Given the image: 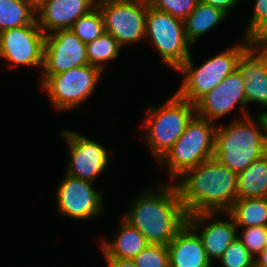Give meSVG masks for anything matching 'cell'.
I'll return each mask as SVG.
<instances>
[{
  "label": "cell",
  "mask_w": 267,
  "mask_h": 267,
  "mask_svg": "<svg viewBox=\"0 0 267 267\" xmlns=\"http://www.w3.org/2000/svg\"><path fill=\"white\" fill-rule=\"evenodd\" d=\"M176 180L174 185L187 216L227 213L237 199V173L215 157L184 171Z\"/></svg>",
  "instance_id": "1"
},
{
  "label": "cell",
  "mask_w": 267,
  "mask_h": 267,
  "mask_svg": "<svg viewBox=\"0 0 267 267\" xmlns=\"http://www.w3.org/2000/svg\"><path fill=\"white\" fill-rule=\"evenodd\" d=\"M159 186L157 192L147 188L132 201L123 219L138 229L149 244L167 246L187 223V214L174 183Z\"/></svg>",
  "instance_id": "2"
},
{
  "label": "cell",
  "mask_w": 267,
  "mask_h": 267,
  "mask_svg": "<svg viewBox=\"0 0 267 267\" xmlns=\"http://www.w3.org/2000/svg\"><path fill=\"white\" fill-rule=\"evenodd\" d=\"M265 154L267 150L260 115L256 119L250 115L243 119L237 117L230 125L216 126L214 157L231 171L239 173Z\"/></svg>",
  "instance_id": "3"
},
{
  "label": "cell",
  "mask_w": 267,
  "mask_h": 267,
  "mask_svg": "<svg viewBox=\"0 0 267 267\" xmlns=\"http://www.w3.org/2000/svg\"><path fill=\"white\" fill-rule=\"evenodd\" d=\"M243 43L230 47L206 60L200 67L193 65L190 57L177 70L183 74V81L176 92L181 98L195 105L203 96L213 90L225 77L238 69L241 53L252 43L242 39Z\"/></svg>",
  "instance_id": "4"
},
{
  "label": "cell",
  "mask_w": 267,
  "mask_h": 267,
  "mask_svg": "<svg viewBox=\"0 0 267 267\" xmlns=\"http://www.w3.org/2000/svg\"><path fill=\"white\" fill-rule=\"evenodd\" d=\"M196 114L195 105L177 93L159 107L147 108L144 125L145 139L152 155L159 161L183 134L188 122Z\"/></svg>",
  "instance_id": "5"
},
{
  "label": "cell",
  "mask_w": 267,
  "mask_h": 267,
  "mask_svg": "<svg viewBox=\"0 0 267 267\" xmlns=\"http://www.w3.org/2000/svg\"><path fill=\"white\" fill-rule=\"evenodd\" d=\"M213 123L195 114L183 134L158 161L166 165L173 181L184 171L214 157L216 126Z\"/></svg>",
  "instance_id": "6"
},
{
  "label": "cell",
  "mask_w": 267,
  "mask_h": 267,
  "mask_svg": "<svg viewBox=\"0 0 267 267\" xmlns=\"http://www.w3.org/2000/svg\"><path fill=\"white\" fill-rule=\"evenodd\" d=\"M145 38L170 68L177 71L190 57L191 43L185 33L184 20L148 5Z\"/></svg>",
  "instance_id": "7"
},
{
  "label": "cell",
  "mask_w": 267,
  "mask_h": 267,
  "mask_svg": "<svg viewBox=\"0 0 267 267\" xmlns=\"http://www.w3.org/2000/svg\"><path fill=\"white\" fill-rule=\"evenodd\" d=\"M102 73L89 64L78 66L57 75H43L41 87L57 110H72L92 95Z\"/></svg>",
  "instance_id": "8"
},
{
  "label": "cell",
  "mask_w": 267,
  "mask_h": 267,
  "mask_svg": "<svg viewBox=\"0 0 267 267\" xmlns=\"http://www.w3.org/2000/svg\"><path fill=\"white\" fill-rule=\"evenodd\" d=\"M105 32L110 33L124 47L145 38L148 0H97Z\"/></svg>",
  "instance_id": "9"
},
{
  "label": "cell",
  "mask_w": 267,
  "mask_h": 267,
  "mask_svg": "<svg viewBox=\"0 0 267 267\" xmlns=\"http://www.w3.org/2000/svg\"><path fill=\"white\" fill-rule=\"evenodd\" d=\"M46 35L37 21L0 33V58L6 59L11 67L43 66Z\"/></svg>",
  "instance_id": "10"
},
{
  "label": "cell",
  "mask_w": 267,
  "mask_h": 267,
  "mask_svg": "<svg viewBox=\"0 0 267 267\" xmlns=\"http://www.w3.org/2000/svg\"><path fill=\"white\" fill-rule=\"evenodd\" d=\"M61 135L67 140L70 149L66 174L93 183L107 168L112 154L99 142L77 132L62 130Z\"/></svg>",
  "instance_id": "11"
},
{
  "label": "cell",
  "mask_w": 267,
  "mask_h": 267,
  "mask_svg": "<svg viewBox=\"0 0 267 267\" xmlns=\"http://www.w3.org/2000/svg\"><path fill=\"white\" fill-rule=\"evenodd\" d=\"M92 182L65 174L57 188V209L61 215L72 219L85 220L104 213L102 196L92 187Z\"/></svg>",
  "instance_id": "12"
},
{
  "label": "cell",
  "mask_w": 267,
  "mask_h": 267,
  "mask_svg": "<svg viewBox=\"0 0 267 267\" xmlns=\"http://www.w3.org/2000/svg\"><path fill=\"white\" fill-rule=\"evenodd\" d=\"M84 65H88L86 44L70 29L56 30L46 35L42 66L44 75H57Z\"/></svg>",
  "instance_id": "13"
},
{
  "label": "cell",
  "mask_w": 267,
  "mask_h": 267,
  "mask_svg": "<svg viewBox=\"0 0 267 267\" xmlns=\"http://www.w3.org/2000/svg\"><path fill=\"white\" fill-rule=\"evenodd\" d=\"M237 104L241 106L242 117L249 115L246 109L245 81L238 69L203 96L195 104V110L198 116L215 121L231 112Z\"/></svg>",
  "instance_id": "14"
},
{
  "label": "cell",
  "mask_w": 267,
  "mask_h": 267,
  "mask_svg": "<svg viewBox=\"0 0 267 267\" xmlns=\"http://www.w3.org/2000/svg\"><path fill=\"white\" fill-rule=\"evenodd\" d=\"M219 214L221 213H197L187 216V223L195 231L201 228L200 226L203 227L210 219L212 220V222H209L205 227L201 228L202 230L200 232L197 231L207 257L211 262L214 259H219L239 235L237 234L238 228L234 219L228 213L224 214H227L230 218L229 221L216 219Z\"/></svg>",
  "instance_id": "15"
},
{
  "label": "cell",
  "mask_w": 267,
  "mask_h": 267,
  "mask_svg": "<svg viewBox=\"0 0 267 267\" xmlns=\"http://www.w3.org/2000/svg\"><path fill=\"white\" fill-rule=\"evenodd\" d=\"M97 0H48L36 10V21L45 35L70 29L82 15L96 6Z\"/></svg>",
  "instance_id": "16"
},
{
  "label": "cell",
  "mask_w": 267,
  "mask_h": 267,
  "mask_svg": "<svg viewBox=\"0 0 267 267\" xmlns=\"http://www.w3.org/2000/svg\"><path fill=\"white\" fill-rule=\"evenodd\" d=\"M238 70L245 81L247 105L254 102L267 108V53L251 43L239 57Z\"/></svg>",
  "instance_id": "17"
},
{
  "label": "cell",
  "mask_w": 267,
  "mask_h": 267,
  "mask_svg": "<svg viewBox=\"0 0 267 267\" xmlns=\"http://www.w3.org/2000/svg\"><path fill=\"white\" fill-rule=\"evenodd\" d=\"M170 267H212L198 233L186 223L167 245Z\"/></svg>",
  "instance_id": "18"
},
{
  "label": "cell",
  "mask_w": 267,
  "mask_h": 267,
  "mask_svg": "<svg viewBox=\"0 0 267 267\" xmlns=\"http://www.w3.org/2000/svg\"><path fill=\"white\" fill-rule=\"evenodd\" d=\"M120 229L112 242L102 240L104 257L133 259L149 243L142 233L126 220L121 221Z\"/></svg>",
  "instance_id": "19"
},
{
  "label": "cell",
  "mask_w": 267,
  "mask_h": 267,
  "mask_svg": "<svg viewBox=\"0 0 267 267\" xmlns=\"http://www.w3.org/2000/svg\"><path fill=\"white\" fill-rule=\"evenodd\" d=\"M267 198V154L237 173V199Z\"/></svg>",
  "instance_id": "20"
},
{
  "label": "cell",
  "mask_w": 267,
  "mask_h": 267,
  "mask_svg": "<svg viewBox=\"0 0 267 267\" xmlns=\"http://www.w3.org/2000/svg\"><path fill=\"white\" fill-rule=\"evenodd\" d=\"M228 15L222 10L198 1L195 9L184 20L188 41L194 44L202 35L226 19Z\"/></svg>",
  "instance_id": "21"
},
{
  "label": "cell",
  "mask_w": 267,
  "mask_h": 267,
  "mask_svg": "<svg viewBox=\"0 0 267 267\" xmlns=\"http://www.w3.org/2000/svg\"><path fill=\"white\" fill-rule=\"evenodd\" d=\"M237 228L267 226V198L236 199L227 212Z\"/></svg>",
  "instance_id": "22"
},
{
  "label": "cell",
  "mask_w": 267,
  "mask_h": 267,
  "mask_svg": "<svg viewBox=\"0 0 267 267\" xmlns=\"http://www.w3.org/2000/svg\"><path fill=\"white\" fill-rule=\"evenodd\" d=\"M36 20V10L25 0H0V33Z\"/></svg>",
  "instance_id": "23"
},
{
  "label": "cell",
  "mask_w": 267,
  "mask_h": 267,
  "mask_svg": "<svg viewBox=\"0 0 267 267\" xmlns=\"http://www.w3.org/2000/svg\"><path fill=\"white\" fill-rule=\"evenodd\" d=\"M121 46L108 32L86 44L88 64L99 68L102 72L109 60L118 58ZM106 62V63H105Z\"/></svg>",
  "instance_id": "24"
},
{
  "label": "cell",
  "mask_w": 267,
  "mask_h": 267,
  "mask_svg": "<svg viewBox=\"0 0 267 267\" xmlns=\"http://www.w3.org/2000/svg\"><path fill=\"white\" fill-rule=\"evenodd\" d=\"M70 30L85 44L95 40L105 33L104 19L96 5L87 14L79 17Z\"/></svg>",
  "instance_id": "25"
},
{
  "label": "cell",
  "mask_w": 267,
  "mask_h": 267,
  "mask_svg": "<svg viewBox=\"0 0 267 267\" xmlns=\"http://www.w3.org/2000/svg\"><path fill=\"white\" fill-rule=\"evenodd\" d=\"M218 260L222 267H255L254 257L238 236Z\"/></svg>",
  "instance_id": "26"
},
{
  "label": "cell",
  "mask_w": 267,
  "mask_h": 267,
  "mask_svg": "<svg viewBox=\"0 0 267 267\" xmlns=\"http://www.w3.org/2000/svg\"><path fill=\"white\" fill-rule=\"evenodd\" d=\"M133 261L137 267H170L168 247L148 244Z\"/></svg>",
  "instance_id": "27"
},
{
  "label": "cell",
  "mask_w": 267,
  "mask_h": 267,
  "mask_svg": "<svg viewBox=\"0 0 267 267\" xmlns=\"http://www.w3.org/2000/svg\"><path fill=\"white\" fill-rule=\"evenodd\" d=\"M238 238L255 258L267 247V226L244 227Z\"/></svg>",
  "instance_id": "28"
},
{
  "label": "cell",
  "mask_w": 267,
  "mask_h": 267,
  "mask_svg": "<svg viewBox=\"0 0 267 267\" xmlns=\"http://www.w3.org/2000/svg\"><path fill=\"white\" fill-rule=\"evenodd\" d=\"M198 1L199 0H148L150 6L182 20H185L195 9Z\"/></svg>",
  "instance_id": "29"
},
{
  "label": "cell",
  "mask_w": 267,
  "mask_h": 267,
  "mask_svg": "<svg viewBox=\"0 0 267 267\" xmlns=\"http://www.w3.org/2000/svg\"><path fill=\"white\" fill-rule=\"evenodd\" d=\"M253 10L254 12L245 33V38L249 40H252L267 26V0H256Z\"/></svg>",
  "instance_id": "30"
},
{
  "label": "cell",
  "mask_w": 267,
  "mask_h": 267,
  "mask_svg": "<svg viewBox=\"0 0 267 267\" xmlns=\"http://www.w3.org/2000/svg\"><path fill=\"white\" fill-rule=\"evenodd\" d=\"M205 4H209L225 12L227 15L229 11L239 3L240 0H199Z\"/></svg>",
  "instance_id": "31"
},
{
  "label": "cell",
  "mask_w": 267,
  "mask_h": 267,
  "mask_svg": "<svg viewBox=\"0 0 267 267\" xmlns=\"http://www.w3.org/2000/svg\"><path fill=\"white\" fill-rule=\"evenodd\" d=\"M252 43L261 51L267 53V26L264 27L253 39Z\"/></svg>",
  "instance_id": "32"
},
{
  "label": "cell",
  "mask_w": 267,
  "mask_h": 267,
  "mask_svg": "<svg viewBox=\"0 0 267 267\" xmlns=\"http://www.w3.org/2000/svg\"><path fill=\"white\" fill-rule=\"evenodd\" d=\"M108 267H137L133 259H123L114 257H104Z\"/></svg>",
  "instance_id": "33"
},
{
  "label": "cell",
  "mask_w": 267,
  "mask_h": 267,
  "mask_svg": "<svg viewBox=\"0 0 267 267\" xmlns=\"http://www.w3.org/2000/svg\"><path fill=\"white\" fill-rule=\"evenodd\" d=\"M255 267H267V247H265L255 258Z\"/></svg>",
  "instance_id": "34"
},
{
  "label": "cell",
  "mask_w": 267,
  "mask_h": 267,
  "mask_svg": "<svg viewBox=\"0 0 267 267\" xmlns=\"http://www.w3.org/2000/svg\"><path fill=\"white\" fill-rule=\"evenodd\" d=\"M259 115L261 117L262 125L264 127L265 146L267 150V111L266 112L261 111Z\"/></svg>",
  "instance_id": "35"
},
{
  "label": "cell",
  "mask_w": 267,
  "mask_h": 267,
  "mask_svg": "<svg viewBox=\"0 0 267 267\" xmlns=\"http://www.w3.org/2000/svg\"><path fill=\"white\" fill-rule=\"evenodd\" d=\"M28 2L35 10H37L43 3L47 2L48 0H25Z\"/></svg>",
  "instance_id": "36"
}]
</instances>
